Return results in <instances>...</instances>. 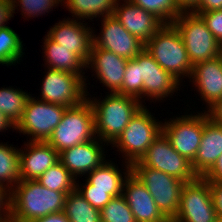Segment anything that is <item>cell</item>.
<instances>
[{"instance_id": "1", "label": "cell", "mask_w": 222, "mask_h": 222, "mask_svg": "<svg viewBox=\"0 0 222 222\" xmlns=\"http://www.w3.org/2000/svg\"><path fill=\"white\" fill-rule=\"evenodd\" d=\"M66 194L50 190L37 180H21L11 190V221L29 222L64 211Z\"/></svg>"}, {"instance_id": "2", "label": "cell", "mask_w": 222, "mask_h": 222, "mask_svg": "<svg viewBox=\"0 0 222 222\" xmlns=\"http://www.w3.org/2000/svg\"><path fill=\"white\" fill-rule=\"evenodd\" d=\"M106 96L102 101L89 97L87 99L94 111L96 137L106 145H111L143 104L139 99L128 95L110 93Z\"/></svg>"}, {"instance_id": "3", "label": "cell", "mask_w": 222, "mask_h": 222, "mask_svg": "<svg viewBox=\"0 0 222 222\" xmlns=\"http://www.w3.org/2000/svg\"><path fill=\"white\" fill-rule=\"evenodd\" d=\"M145 50L179 82L184 76L190 79L193 66L181 34L173 24H164L145 44Z\"/></svg>"}, {"instance_id": "4", "label": "cell", "mask_w": 222, "mask_h": 222, "mask_svg": "<svg viewBox=\"0 0 222 222\" xmlns=\"http://www.w3.org/2000/svg\"><path fill=\"white\" fill-rule=\"evenodd\" d=\"M94 111L88 99L66 108L61 122L46 141L58 153L95 139Z\"/></svg>"}, {"instance_id": "5", "label": "cell", "mask_w": 222, "mask_h": 222, "mask_svg": "<svg viewBox=\"0 0 222 222\" xmlns=\"http://www.w3.org/2000/svg\"><path fill=\"white\" fill-rule=\"evenodd\" d=\"M156 121L147 107L143 105L112 143V147H116L117 151H121L122 155H125L123 157L125 162L132 165L139 161L160 135L163 123Z\"/></svg>"}, {"instance_id": "6", "label": "cell", "mask_w": 222, "mask_h": 222, "mask_svg": "<svg viewBox=\"0 0 222 222\" xmlns=\"http://www.w3.org/2000/svg\"><path fill=\"white\" fill-rule=\"evenodd\" d=\"M172 24L181 34L192 66L222 54L221 44L199 14L182 12Z\"/></svg>"}, {"instance_id": "7", "label": "cell", "mask_w": 222, "mask_h": 222, "mask_svg": "<svg viewBox=\"0 0 222 222\" xmlns=\"http://www.w3.org/2000/svg\"><path fill=\"white\" fill-rule=\"evenodd\" d=\"M131 171L147 188L161 213L171 222L178 212L180 193L185 182L160 170L142 166L138 161L131 165Z\"/></svg>"}, {"instance_id": "8", "label": "cell", "mask_w": 222, "mask_h": 222, "mask_svg": "<svg viewBox=\"0 0 222 222\" xmlns=\"http://www.w3.org/2000/svg\"><path fill=\"white\" fill-rule=\"evenodd\" d=\"M171 222H219L206 178L198 176L184 183L178 212Z\"/></svg>"}, {"instance_id": "9", "label": "cell", "mask_w": 222, "mask_h": 222, "mask_svg": "<svg viewBox=\"0 0 222 222\" xmlns=\"http://www.w3.org/2000/svg\"><path fill=\"white\" fill-rule=\"evenodd\" d=\"M28 98L20 121L15 126L19 133L26 134L29 141L46 142L55 127L61 122L67 107Z\"/></svg>"}, {"instance_id": "10", "label": "cell", "mask_w": 222, "mask_h": 222, "mask_svg": "<svg viewBox=\"0 0 222 222\" xmlns=\"http://www.w3.org/2000/svg\"><path fill=\"white\" fill-rule=\"evenodd\" d=\"M41 87L39 100L64 107L79 105L87 99L88 90L84 75L66 71L47 69Z\"/></svg>"}, {"instance_id": "11", "label": "cell", "mask_w": 222, "mask_h": 222, "mask_svg": "<svg viewBox=\"0 0 222 222\" xmlns=\"http://www.w3.org/2000/svg\"><path fill=\"white\" fill-rule=\"evenodd\" d=\"M209 119L206 112L196 115H182L165 121L162 132L169 139L172 147L192 162L201 143L204 123Z\"/></svg>"}, {"instance_id": "12", "label": "cell", "mask_w": 222, "mask_h": 222, "mask_svg": "<svg viewBox=\"0 0 222 222\" xmlns=\"http://www.w3.org/2000/svg\"><path fill=\"white\" fill-rule=\"evenodd\" d=\"M138 162L142 166L160 170L184 182L198 177L191 162L172 147L163 132L154 140Z\"/></svg>"}, {"instance_id": "13", "label": "cell", "mask_w": 222, "mask_h": 222, "mask_svg": "<svg viewBox=\"0 0 222 222\" xmlns=\"http://www.w3.org/2000/svg\"><path fill=\"white\" fill-rule=\"evenodd\" d=\"M138 64L139 99L149 97L153 101L162 100L170 93L180 90V82L152 58L145 48L134 58Z\"/></svg>"}, {"instance_id": "14", "label": "cell", "mask_w": 222, "mask_h": 222, "mask_svg": "<svg viewBox=\"0 0 222 222\" xmlns=\"http://www.w3.org/2000/svg\"><path fill=\"white\" fill-rule=\"evenodd\" d=\"M102 19L100 34L97 36L93 33V46L113 52L127 60L135 58L145 48V44L128 32L114 16Z\"/></svg>"}, {"instance_id": "15", "label": "cell", "mask_w": 222, "mask_h": 222, "mask_svg": "<svg viewBox=\"0 0 222 222\" xmlns=\"http://www.w3.org/2000/svg\"><path fill=\"white\" fill-rule=\"evenodd\" d=\"M67 19L55 23L47 35L60 47L71 49V52L78 55L87 64L93 46L92 33L94 32L90 26H86L87 23H82L75 18Z\"/></svg>"}, {"instance_id": "16", "label": "cell", "mask_w": 222, "mask_h": 222, "mask_svg": "<svg viewBox=\"0 0 222 222\" xmlns=\"http://www.w3.org/2000/svg\"><path fill=\"white\" fill-rule=\"evenodd\" d=\"M122 195L136 222H170L161 213L147 188L132 171L123 183Z\"/></svg>"}, {"instance_id": "17", "label": "cell", "mask_w": 222, "mask_h": 222, "mask_svg": "<svg viewBox=\"0 0 222 222\" xmlns=\"http://www.w3.org/2000/svg\"><path fill=\"white\" fill-rule=\"evenodd\" d=\"M117 1L114 17L122 26L146 44L154 34L164 25V23L152 13L136 6L130 0Z\"/></svg>"}, {"instance_id": "18", "label": "cell", "mask_w": 222, "mask_h": 222, "mask_svg": "<svg viewBox=\"0 0 222 222\" xmlns=\"http://www.w3.org/2000/svg\"><path fill=\"white\" fill-rule=\"evenodd\" d=\"M103 141L95 138L59 153V161L77 180L80 175L85 176L105 161ZM78 175V176H77Z\"/></svg>"}, {"instance_id": "19", "label": "cell", "mask_w": 222, "mask_h": 222, "mask_svg": "<svg viewBox=\"0 0 222 222\" xmlns=\"http://www.w3.org/2000/svg\"><path fill=\"white\" fill-rule=\"evenodd\" d=\"M127 59L113 52L92 46L87 68L95 71V76L110 93H117L122 88ZM90 65V66H89Z\"/></svg>"}, {"instance_id": "20", "label": "cell", "mask_w": 222, "mask_h": 222, "mask_svg": "<svg viewBox=\"0 0 222 222\" xmlns=\"http://www.w3.org/2000/svg\"><path fill=\"white\" fill-rule=\"evenodd\" d=\"M19 150L21 180H37L46 170L59 162V153L47 142L29 141Z\"/></svg>"}, {"instance_id": "21", "label": "cell", "mask_w": 222, "mask_h": 222, "mask_svg": "<svg viewBox=\"0 0 222 222\" xmlns=\"http://www.w3.org/2000/svg\"><path fill=\"white\" fill-rule=\"evenodd\" d=\"M190 78L207 108L222 99V54L195 64Z\"/></svg>"}, {"instance_id": "22", "label": "cell", "mask_w": 222, "mask_h": 222, "mask_svg": "<svg viewBox=\"0 0 222 222\" xmlns=\"http://www.w3.org/2000/svg\"><path fill=\"white\" fill-rule=\"evenodd\" d=\"M222 155V125L214 123L210 118L204 123L200 146L192 168L197 176L203 177Z\"/></svg>"}, {"instance_id": "23", "label": "cell", "mask_w": 222, "mask_h": 222, "mask_svg": "<svg viewBox=\"0 0 222 222\" xmlns=\"http://www.w3.org/2000/svg\"><path fill=\"white\" fill-rule=\"evenodd\" d=\"M125 168L126 172L123 173L125 175L123 178L118 166L116 167L112 161L105 160L100 166L87 174L86 184L84 183L83 187L76 183V189L107 191V194H111L113 197L119 196L122 194L126 176L131 172V164L125 162Z\"/></svg>"}, {"instance_id": "24", "label": "cell", "mask_w": 222, "mask_h": 222, "mask_svg": "<svg viewBox=\"0 0 222 222\" xmlns=\"http://www.w3.org/2000/svg\"><path fill=\"white\" fill-rule=\"evenodd\" d=\"M44 60L47 63V68L60 71H66L73 74L84 75L86 70V63L71 49L60 47L48 35L44 38Z\"/></svg>"}, {"instance_id": "25", "label": "cell", "mask_w": 222, "mask_h": 222, "mask_svg": "<svg viewBox=\"0 0 222 222\" xmlns=\"http://www.w3.org/2000/svg\"><path fill=\"white\" fill-rule=\"evenodd\" d=\"M118 0H63L64 6L77 20L114 16Z\"/></svg>"}, {"instance_id": "26", "label": "cell", "mask_w": 222, "mask_h": 222, "mask_svg": "<svg viewBox=\"0 0 222 222\" xmlns=\"http://www.w3.org/2000/svg\"><path fill=\"white\" fill-rule=\"evenodd\" d=\"M64 213L70 222H101L100 210L92 207L77 189L66 195Z\"/></svg>"}, {"instance_id": "27", "label": "cell", "mask_w": 222, "mask_h": 222, "mask_svg": "<svg viewBox=\"0 0 222 222\" xmlns=\"http://www.w3.org/2000/svg\"><path fill=\"white\" fill-rule=\"evenodd\" d=\"M19 150L0 143V184L12 190L20 181ZM6 183V184H5Z\"/></svg>"}, {"instance_id": "28", "label": "cell", "mask_w": 222, "mask_h": 222, "mask_svg": "<svg viewBox=\"0 0 222 222\" xmlns=\"http://www.w3.org/2000/svg\"><path fill=\"white\" fill-rule=\"evenodd\" d=\"M31 94L21 89L0 88V112H2L15 126L20 121L26 102Z\"/></svg>"}, {"instance_id": "29", "label": "cell", "mask_w": 222, "mask_h": 222, "mask_svg": "<svg viewBox=\"0 0 222 222\" xmlns=\"http://www.w3.org/2000/svg\"><path fill=\"white\" fill-rule=\"evenodd\" d=\"M76 179L59 161L46 170L38 179L44 187L57 192H64L66 195L76 189Z\"/></svg>"}, {"instance_id": "30", "label": "cell", "mask_w": 222, "mask_h": 222, "mask_svg": "<svg viewBox=\"0 0 222 222\" xmlns=\"http://www.w3.org/2000/svg\"><path fill=\"white\" fill-rule=\"evenodd\" d=\"M22 49V41L12 28L0 29V64L11 66L19 63L24 54Z\"/></svg>"}, {"instance_id": "31", "label": "cell", "mask_w": 222, "mask_h": 222, "mask_svg": "<svg viewBox=\"0 0 222 222\" xmlns=\"http://www.w3.org/2000/svg\"><path fill=\"white\" fill-rule=\"evenodd\" d=\"M136 6L141 7L158 17L164 24H172L183 12L175 0H130Z\"/></svg>"}, {"instance_id": "32", "label": "cell", "mask_w": 222, "mask_h": 222, "mask_svg": "<svg viewBox=\"0 0 222 222\" xmlns=\"http://www.w3.org/2000/svg\"><path fill=\"white\" fill-rule=\"evenodd\" d=\"M101 222H136L134 215L123 195L113 197L100 210Z\"/></svg>"}, {"instance_id": "33", "label": "cell", "mask_w": 222, "mask_h": 222, "mask_svg": "<svg viewBox=\"0 0 222 222\" xmlns=\"http://www.w3.org/2000/svg\"><path fill=\"white\" fill-rule=\"evenodd\" d=\"M13 1V9L15 13V9L17 7H21V11L24 14V17L33 18L41 15H45V13H49L52 11L53 6H58L59 3L63 0H12ZM20 3V4H19ZM18 4V5H17ZM58 4V5H57Z\"/></svg>"}, {"instance_id": "34", "label": "cell", "mask_w": 222, "mask_h": 222, "mask_svg": "<svg viewBox=\"0 0 222 222\" xmlns=\"http://www.w3.org/2000/svg\"><path fill=\"white\" fill-rule=\"evenodd\" d=\"M138 62L133 58L127 61L122 88L117 92L121 95H128L139 99V74Z\"/></svg>"}, {"instance_id": "35", "label": "cell", "mask_w": 222, "mask_h": 222, "mask_svg": "<svg viewBox=\"0 0 222 222\" xmlns=\"http://www.w3.org/2000/svg\"><path fill=\"white\" fill-rule=\"evenodd\" d=\"M199 14L208 29L222 46V9L212 11H192Z\"/></svg>"}, {"instance_id": "36", "label": "cell", "mask_w": 222, "mask_h": 222, "mask_svg": "<svg viewBox=\"0 0 222 222\" xmlns=\"http://www.w3.org/2000/svg\"><path fill=\"white\" fill-rule=\"evenodd\" d=\"M78 192L86 199V201L94 208L103 209L113 198L107 191L100 190H78Z\"/></svg>"}, {"instance_id": "37", "label": "cell", "mask_w": 222, "mask_h": 222, "mask_svg": "<svg viewBox=\"0 0 222 222\" xmlns=\"http://www.w3.org/2000/svg\"><path fill=\"white\" fill-rule=\"evenodd\" d=\"M11 221V190L0 184V222Z\"/></svg>"}, {"instance_id": "38", "label": "cell", "mask_w": 222, "mask_h": 222, "mask_svg": "<svg viewBox=\"0 0 222 222\" xmlns=\"http://www.w3.org/2000/svg\"><path fill=\"white\" fill-rule=\"evenodd\" d=\"M209 184L218 220L222 222V182H209Z\"/></svg>"}, {"instance_id": "39", "label": "cell", "mask_w": 222, "mask_h": 222, "mask_svg": "<svg viewBox=\"0 0 222 222\" xmlns=\"http://www.w3.org/2000/svg\"><path fill=\"white\" fill-rule=\"evenodd\" d=\"M14 17L13 1L0 0V29L7 27V21Z\"/></svg>"}, {"instance_id": "40", "label": "cell", "mask_w": 222, "mask_h": 222, "mask_svg": "<svg viewBox=\"0 0 222 222\" xmlns=\"http://www.w3.org/2000/svg\"><path fill=\"white\" fill-rule=\"evenodd\" d=\"M203 177L209 182H222V155Z\"/></svg>"}, {"instance_id": "41", "label": "cell", "mask_w": 222, "mask_h": 222, "mask_svg": "<svg viewBox=\"0 0 222 222\" xmlns=\"http://www.w3.org/2000/svg\"><path fill=\"white\" fill-rule=\"evenodd\" d=\"M209 118L216 124L222 125V99L216 101L211 107L206 109Z\"/></svg>"}, {"instance_id": "42", "label": "cell", "mask_w": 222, "mask_h": 222, "mask_svg": "<svg viewBox=\"0 0 222 222\" xmlns=\"http://www.w3.org/2000/svg\"><path fill=\"white\" fill-rule=\"evenodd\" d=\"M222 9V0H200L193 11H212Z\"/></svg>"}, {"instance_id": "43", "label": "cell", "mask_w": 222, "mask_h": 222, "mask_svg": "<svg viewBox=\"0 0 222 222\" xmlns=\"http://www.w3.org/2000/svg\"><path fill=\"white\" fill-rule=\"evenodd\" d=\"M29 222H70L69 219L66 217L64 211L52 213L45 217L31 220Z\"/></svg>"}, {"instance_id": "44", "label": "cell", "mask_w": 222, "mask_h": 222, "mask_svg": "<svg viewBox=\"0 0 222 222\" xmlns=\"http://www.w3.org/2000/svg\"><path fill=\"white\" fill-rule=\"evenodd\" d=\"M177 6L183 12H192L199 4L200 0H175Z\"/></svg>"}, {"instance_id": "45", "label": "cell", "mask_w": 222, "mask_h": 222, "mask_svg": "<svg viewBox=\"0 0 222 222\" xmlns=\"http://www.w3.org/2000/svg\"><path fill=\"white\" fill-rule=\"evenodd\" d=\"M10 127L13 128V130L15 129V125L11 123V121L2 112H0V132L5 129L8 130Z\"/></svg>"}]
</instances>
